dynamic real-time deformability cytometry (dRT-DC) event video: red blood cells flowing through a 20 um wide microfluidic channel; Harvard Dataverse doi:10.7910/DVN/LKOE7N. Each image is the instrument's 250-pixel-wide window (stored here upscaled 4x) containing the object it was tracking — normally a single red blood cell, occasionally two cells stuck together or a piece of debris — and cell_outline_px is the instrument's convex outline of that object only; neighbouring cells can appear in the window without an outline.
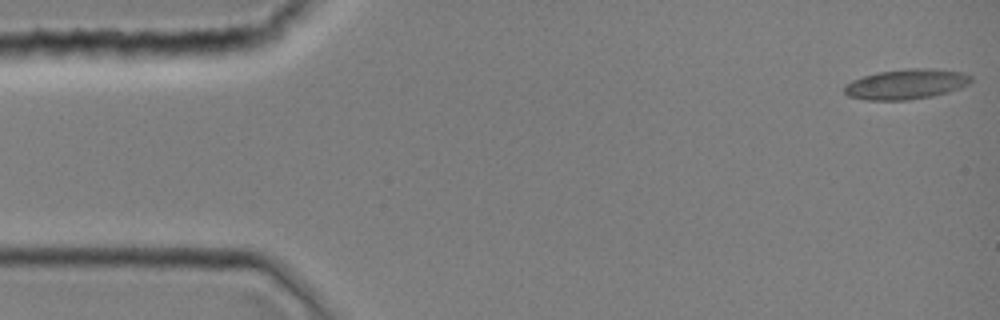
{"species": "common noctule bat (a hibernating species)", "species_latin": "Nyctalus noctula", "temperature_condition": "room temperature", "stored_images_in_passage": 44, "camera_frame_rate_fps": 3000, "um_per_image_px": 0.085, "animal": {"sex": "female", "body_mass_g": 19.0, "forearm_length_mm": 51.5}, "frame": {"image": 1, "passage_image": 1, "time_ms": 0.0, "image_size_px": [1000, 320], "cell_outline_px": [[972, 80], [968, 84], [960, 88], [948, 92], [932, 96], [908, 100], [864, 100], [848, 96], [844, 92], [844, 84], [852, 80], [864, 76], [880, 72], [908, 68], [936, 68], [960, 72], [972, 76]], "centroid_in_image_um": [77.02, 7.15], "position_along_channel_um": 8.0, "area_um2": 22.31}}
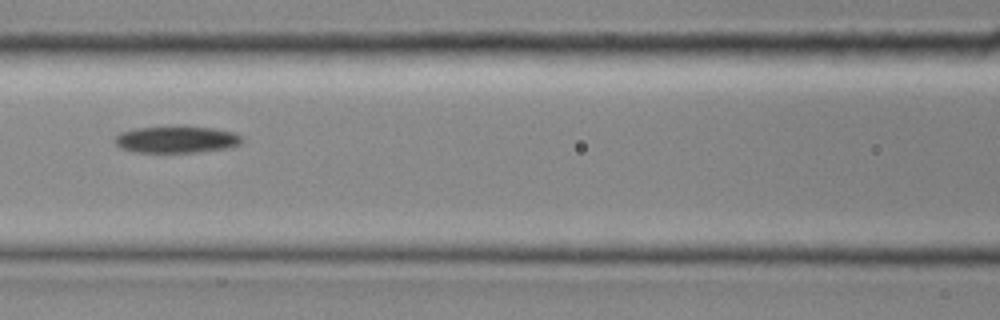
{"frame": {"image": 2, "passage_image": 19, "time_ms": 6.0, "image_size_px": [1000, 320], "cell_outline_px": [[244, 140], [240, 144], [232, 148], [200, 152], [136, 152], [120, 148], [112, 140], [120, 132], [136, 128], [184, 124], [212, 128], [232, 132], [240, 136]], "centroid_in_image_um": [15.01, 11.83], "position_along_channel_um": 151.6, "area_um2": 20.58}}
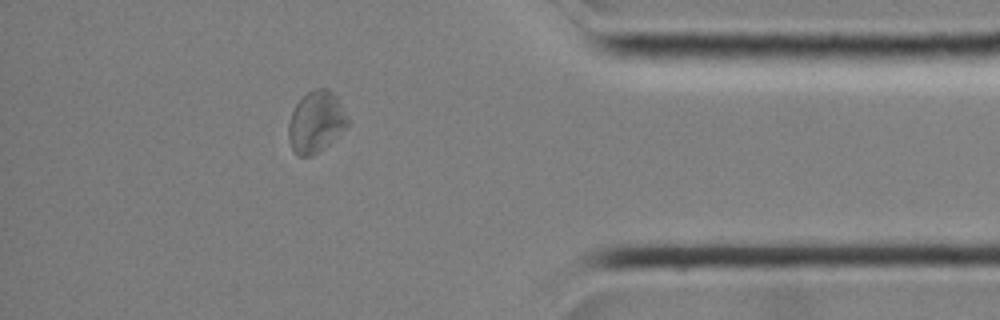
{"frame": {"image": 3, "passage_image": 38, "time_ms": 12.333, "image_size_px": [1000, 320], "cell_outline_px": [[348, 124], [324, 148], [312, 156], [296, 156], [288, 140], [288, 124], [292, 112], [296, 104], [312, 88], [328, 88], [336, 96], [348, 116]], "centroid_in_image_um": [26.84, 10.36], "position_along_channel_um": 408.4, "area_um2": 21.04}}